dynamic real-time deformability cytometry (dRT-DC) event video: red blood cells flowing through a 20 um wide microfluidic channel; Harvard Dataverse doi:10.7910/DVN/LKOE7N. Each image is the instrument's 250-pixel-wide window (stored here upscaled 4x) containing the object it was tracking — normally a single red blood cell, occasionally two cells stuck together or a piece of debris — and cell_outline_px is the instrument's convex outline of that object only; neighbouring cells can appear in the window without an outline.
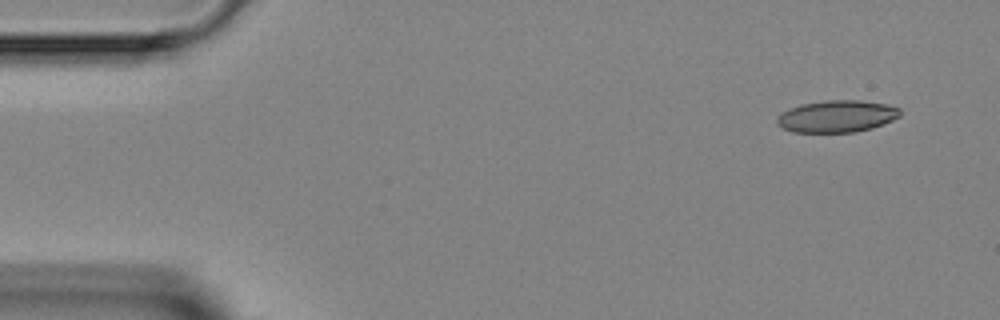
{"species": "Egyptian fruit bat (a non-hibernating species)", "species_latin": "Rousettus aegyptiacus", "temperature_condition": "room temperature", "stored_images_in_passage": 4, "segment_of_instrument_passage": [1, 2], "camera_frame_rate_fps": 3000, "um_per_image_px": 0.085, "animal": {"sex": "female"}, "frame": {"image": 1, "passage_image": 1, "time_ms": 0.0, "image_size_px": [1000, 320], "cell_outline_px": [[900, 116], [892, 120], [872, 128], [856, 132], [792, 132], [776, 124], [776, 120], [784, 112], [800, 104], [824, 100], [860, 100], [888, 104], [900, 108]], "centroid_in_image_um": [71.16, 9.88], "position_along_channel_um": 13.8, "area_um2": 22.89}}